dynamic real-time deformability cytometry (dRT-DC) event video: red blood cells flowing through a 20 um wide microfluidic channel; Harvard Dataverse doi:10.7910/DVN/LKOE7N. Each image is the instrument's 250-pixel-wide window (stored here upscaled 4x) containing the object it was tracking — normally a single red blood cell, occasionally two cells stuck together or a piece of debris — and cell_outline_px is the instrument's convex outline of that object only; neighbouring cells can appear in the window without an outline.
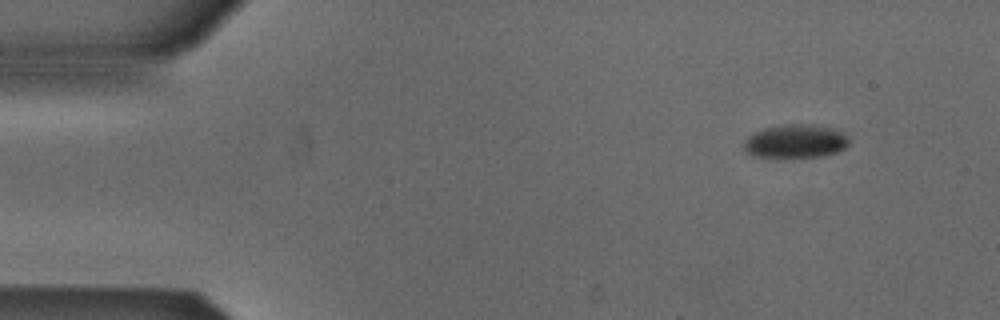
{"species": "Egyptian fruit bat (a non-hibernating species)", "species_latin": "Rousettus aegyptiacus", "temperature_condition": "cold", "stored_images_in_passage": 48, "camera_frame_rate_fps": 3000, "um_per_image_px": 0.085, "animal": {"sex": "male"}, "frame": {"image": 1, "passage_image": 1, "time_ms": 0.0, "image_size_px": [1000, 320], "cell_outline_px": [[848, 144], [844, 148], [836, 152], [820, 156], [756, 156], [748, 152], [744, 148], [744, 140], [748, 136], [764, 128], [792, 124], [800, 124], [832, 128], [844, 132], [848, 136]], "centroid_in_image_um": [67.64, 11.99], "position_along_channel_um": 17.4, "area_um2": 19.88}}
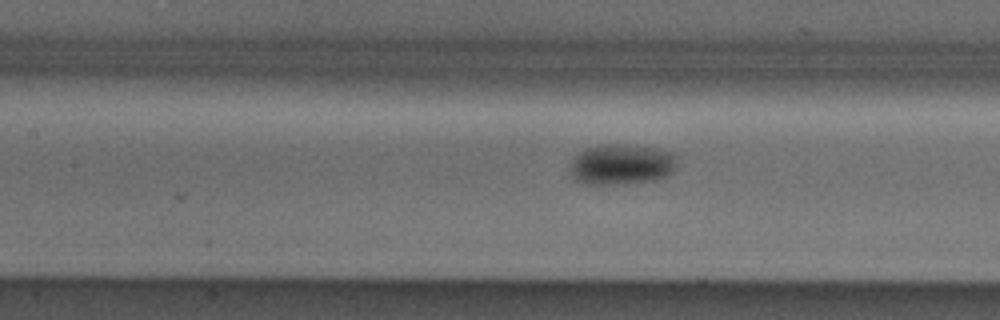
{"frame": {"image": 2, "passage_image": 19, "time_ms": 6.0, "image_size_px": [1000, 320], "cell_outline_px": [[676, 168], [668, 176], [656, 180], [624, 184], [584, 184], [576, 180], [568, 168], [572, 160], [580, 152], [588, 148], [604, 144], [624, 144], [656, 148], [672, 152], [676, 156]], "centroid_in_image_um": [52.85, 13.98], "position_along_channel_um": 154.5, "area_um2": 25.55}}
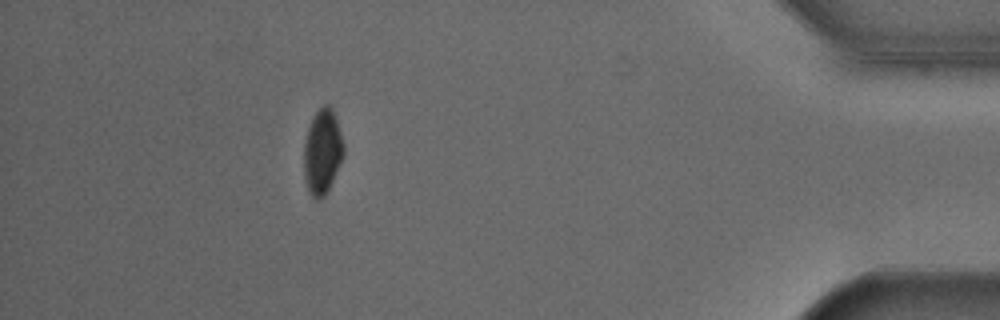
{"frame": {"image": 3, "passage_image": 43, "time_ms": 14.0, "image_size_px": [1000, 320], "cell_outline_px": [[344, 156], [324, 196], [320, 200], [316, 200], [308, 192], [304, 180], [304, 144], [308, 128], [312, 116], [324, 104], [328, 104], [332, 108], [336, 116], [344, 144]], "centroid_in_image_um": [27.4, 12.88], "position_along_channel_um": 407.8, "area_um2": 19.83}, "authors_computed_cell_mechanics": {"area_um2": 21.7039, "velocity_mm_per_s": 3.8755, "shape_relaxation_time_tau1_ms": 1.4049, "shape_relaxation_time_tau2_ms": null, "deformation_change_tau1": 0.0652, "deformation_change_tau2": null}}